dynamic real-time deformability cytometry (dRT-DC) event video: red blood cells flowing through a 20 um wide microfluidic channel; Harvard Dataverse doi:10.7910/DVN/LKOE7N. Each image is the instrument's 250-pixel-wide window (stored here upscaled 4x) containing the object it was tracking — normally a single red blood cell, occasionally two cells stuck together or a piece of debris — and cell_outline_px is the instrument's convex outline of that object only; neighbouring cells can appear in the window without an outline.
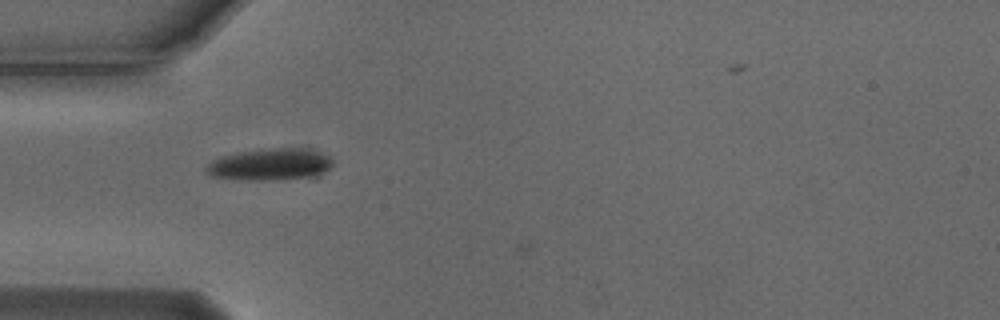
{"species": "Egyptian fruit bat (a non-hibernating species)", "species_latin": "Rousettus aegyptiacus", "temperature_condition": "cold", "stored_images_in_passage": 8, "camera_frame_rate_fps": 3000, "um_per_image_px": 0.085, "animal": {"sex": "male"}, "frame": {"image": 1, "passage_image": 7, "time_ms": 2.0, "image_size_px": [1000, 320], "cell_outline_px": [[332, 164], [316, 180], [240, 180], [212, 176], [204, 172], [204, 168], [212, 160], [220, 156], [240, 152], [268, 148], [304, 148], [320, 152], [328, 156], [332, 160]], "centroid_in_image_um": [23.01, 14.02], "position_along_channel_um": 62.0, "area_um2": 24.28}}